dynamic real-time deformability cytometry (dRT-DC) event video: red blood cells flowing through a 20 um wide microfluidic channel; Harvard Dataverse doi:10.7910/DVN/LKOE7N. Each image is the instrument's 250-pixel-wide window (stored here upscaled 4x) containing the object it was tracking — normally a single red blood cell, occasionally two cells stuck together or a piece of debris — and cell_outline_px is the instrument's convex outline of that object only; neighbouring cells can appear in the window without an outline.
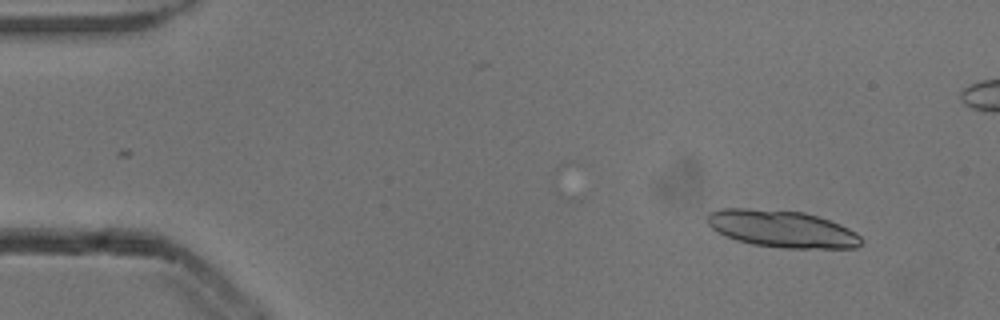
{"species": "common noctule bat (a hibernating species)", "species_latin": "Nyctalus noctula", "temperature_condition": "cold", "stored_images_in_passage": 19, "camera_frame_rate_fps": 3000, "um_per_image_px": 0.085, "animal": {"sex": "male", "body_mass_g": 13.3}, "frame": {"image": 1, "passage_image": 4, "time_ms": 1.0, "image_size_px": [1000, 320], "cell_outline_px": [[860, 244], [856, 248], [784, 248], [752, 244], [736, 240], [716, 232], [708, 224], [708, 212], [720, 208], [744, 208], [804, 212], [840, 224], [856, 232], [860, 236]], "centroid_in_image_um": [66.43, 19.45], "position_along_channel_um": 18.6, "area_um2": 33.12}}